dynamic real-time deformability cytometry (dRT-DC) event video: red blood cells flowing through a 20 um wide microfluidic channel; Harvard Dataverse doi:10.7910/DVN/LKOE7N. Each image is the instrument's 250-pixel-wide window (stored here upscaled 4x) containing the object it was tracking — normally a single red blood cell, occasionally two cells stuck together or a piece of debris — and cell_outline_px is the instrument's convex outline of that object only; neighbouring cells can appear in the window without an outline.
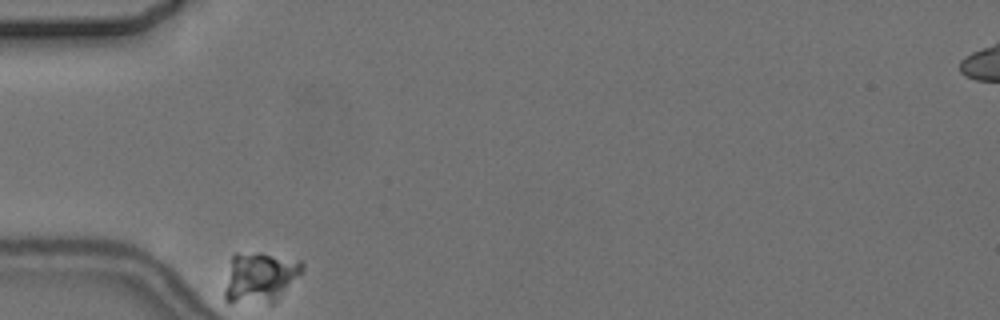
{"species": "common noctule bat (a hibernating species)", "species_latin": "Nyctalus noctula", "temperature_condition": "cold", "stored_images_in_passage": 5, "camera_frame_rate_fps": 3000, "um_per_image_px": 0.085, "animal": {"sex": "female", "body_mass_g": 24.6, "forearm_length_mm": 56.2}, "frame": {"image": 1, "passage_image": 1, "time_ms": 0.0, "image_size_px": [1000, 320], "cell_outline_px": [[304, 268], [276, 300], [272, 304], [228, 304], [224, 300], [224, 288], [232, 256], [236, 252], [260, 252], [300, 260], [304, 264]], "centroid_in_image_um": [22.03, 23.6], "position_along_channel_um": 63.0, "area_um2": 23.24}}
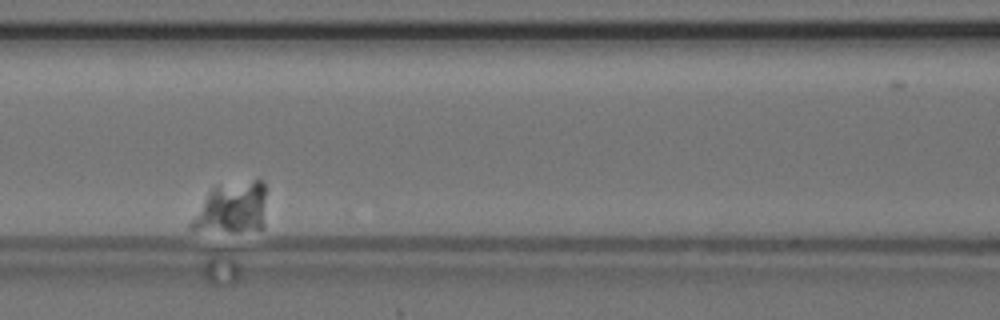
{"frame": {"image": 2, "passage_image": 4, "time_ms": 3.667, "image_size_px": [1000, 320], "cell_outline_px": [[264, 228], [236, 232], [228, 232], [188, 228], [188, 224], [208, 192], [212, 188], [256, 180], [264, 180]], "centroid_in_image_um": [19.7, 17.72], "position_along_channel_um": 146.9, "area_um2": 21.96}}